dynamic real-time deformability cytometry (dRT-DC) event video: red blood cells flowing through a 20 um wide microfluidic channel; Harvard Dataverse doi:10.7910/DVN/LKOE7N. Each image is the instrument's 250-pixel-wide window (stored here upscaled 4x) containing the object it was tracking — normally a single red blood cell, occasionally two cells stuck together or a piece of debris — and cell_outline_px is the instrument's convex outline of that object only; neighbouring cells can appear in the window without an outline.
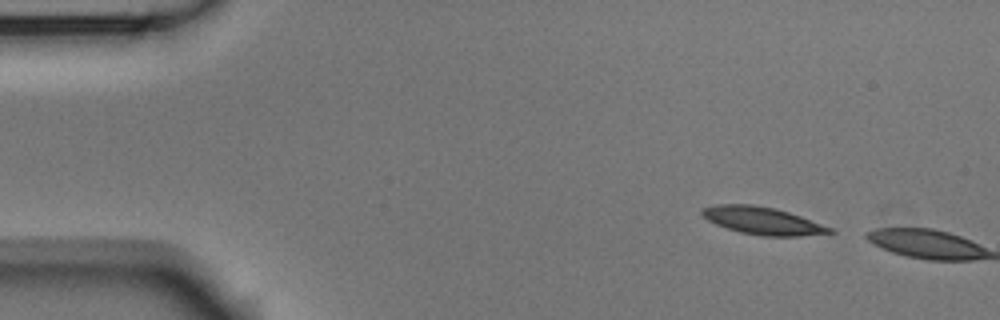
{"species": "Egyptian fruit bat (a non-hibernating species)", "species_latin": "Rousettus aegyptiacus", "temperature_condition": "room temperature", "stored_images_in_passage": 5, "camera_frame_rate_fps": 3000, "um_per_image_px": 0.085, "animal": {"sex": "male"}, "frame": {"image": 1, "passage_image": 5, "time_ms": 1.333, "image_size_px": [1000, 320], "cell_outline_px": [[836, 232], [800, 236], [760, 236], [740, 232], [716, 224], [708, 220], [700, 212], [700, 208], [716, 204], [752, 204], [772, 208], [788, 212], [800, 216], [832, 228]], "centroid_in_image_um": [64.78, 18.76], "position_along_channel_um": 20.2, "area_um2": 20.29}}